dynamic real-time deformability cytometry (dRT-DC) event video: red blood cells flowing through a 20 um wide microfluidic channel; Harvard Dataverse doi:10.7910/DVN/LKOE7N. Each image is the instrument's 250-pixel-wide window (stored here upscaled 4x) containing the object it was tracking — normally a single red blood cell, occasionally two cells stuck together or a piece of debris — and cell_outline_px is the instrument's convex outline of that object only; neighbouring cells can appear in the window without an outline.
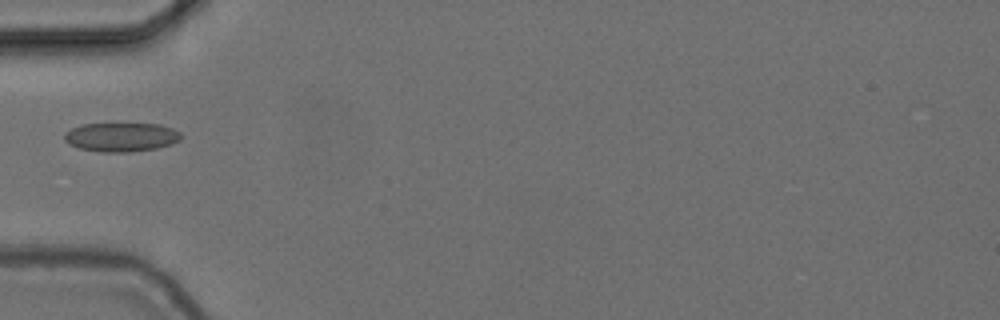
{"species": "common noctule bat (a hibernating species)", "species_latin": "Nyctalus noctula", "temperature_condition": "cold", "stored_images_in_passage": 38, "camera_frame_rate_fps": 3000, "um_per_image_px": 0.085, "animal": {"sex": "female", "body_mass_g": 24.6, "forearm_length_mm": 56.2}, "frame": {"image": 1, "passage_image": 1, "time_ms": 0.0, "image_size_px": [1000, 320], "cell_outline_px": [[184, 136], [180, 140], [172, 144], [156, 148], [128, 152], [104, 152], [80, 148], [68, 144], [64, 140], [64, 132], [80, 124], [160, 124], [172, 128], [180, 132]], "centroid_in_image_um": [10.31, 11.65], "position_along_channel_um": 74.7, "area_um2": 19.77}}
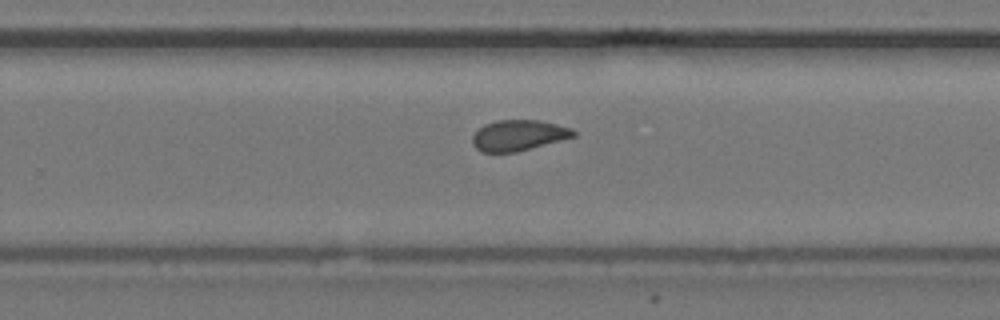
{"frame": {"image": 2, "passage_image": 18, "time_ms": 5.667, "image_size_px": [1000, 320], "cell_outline_px": [[576, 136], [516, 152], [480, 152], [472, 144], [472, 136], [484, 124], [496, 120], [540, 120], [572, 128], [576, 132]], "centroid_in_image_um": [44.06, 11.5], "position_along_channel_um": 285.7, "area_um2": 18.09}}
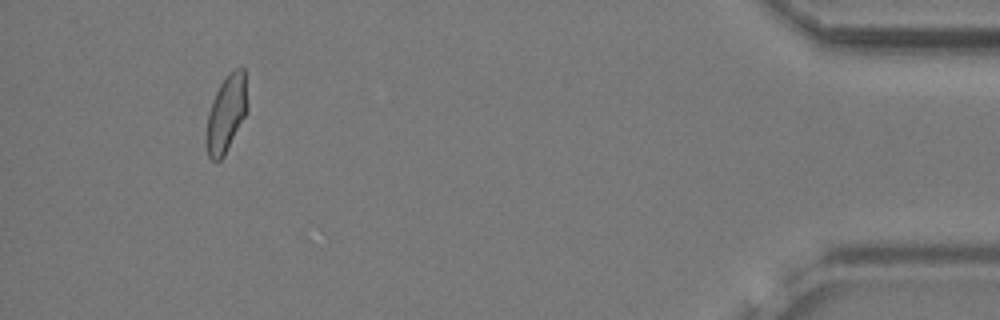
{"frame": {"image": 3, "passage_image": 34, "time_ms": 11.0, "image_size_px": [1000, 320], "cell_outline_px": [[248, 108], [224, 156], [216, 164], [208, 156], [204, 140], [208, 112], [212, 100], [220, 84], [232, 68], [244, 68]], "centroid_in_image_um": [19.2, 9.68], "position_along_channel_um": 416.0, "area_um2": 18.61}}